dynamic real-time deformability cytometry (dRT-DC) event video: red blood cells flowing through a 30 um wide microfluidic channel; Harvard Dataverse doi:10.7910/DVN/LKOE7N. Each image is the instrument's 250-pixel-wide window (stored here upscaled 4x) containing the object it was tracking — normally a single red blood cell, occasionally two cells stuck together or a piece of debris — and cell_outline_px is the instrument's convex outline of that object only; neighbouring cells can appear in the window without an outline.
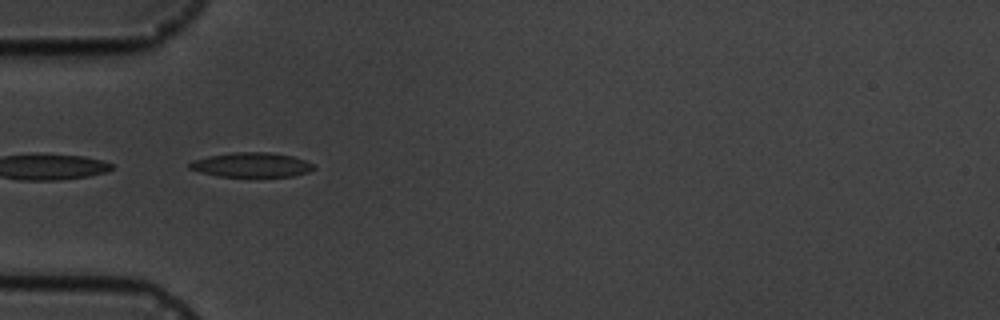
{"species": "common noctule bat (a hibernating species)", "species_latin": "Nyctalus noctula", "temperature_condition": "cold", "stored_images_in_passage": 6, "camera_frame_rate_fps": 3000, "um_per_image_px": 0.085, "animal": {"sex": "male", "body_mass_g": 19.5, "forearm_length_mm": 54.6}, "frame": {"image": 1, "passage_image": 5, "time_ms": 4.667, "image_size_px": [1000, 320], "cell_outline_px": [[316, 168], [308, 172], [292, 176], [216, 176], [200, 172], [188, 168], [188, 164], [192, 160], [208, 156], [232, 152], [268, 152], [292, 156], [304, 160], [312, 164]], "centroid_in_image_um": [21.34, 14.01], "position_along_channel_um": 63.7, "area_um2": 17.69}}